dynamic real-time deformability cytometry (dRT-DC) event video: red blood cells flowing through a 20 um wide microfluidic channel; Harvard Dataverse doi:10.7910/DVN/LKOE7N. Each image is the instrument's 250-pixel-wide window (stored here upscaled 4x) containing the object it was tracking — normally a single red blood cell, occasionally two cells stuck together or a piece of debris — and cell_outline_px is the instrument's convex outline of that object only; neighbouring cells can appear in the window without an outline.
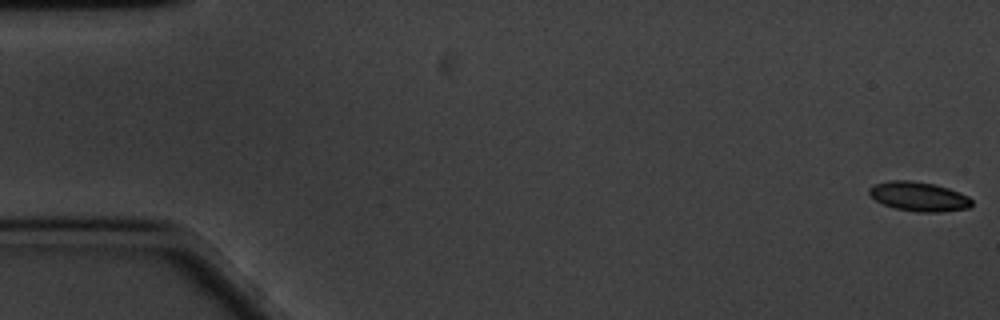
{"species": "common noctule bat (a hibernating species)", "species_latin": "Nyctalus noctula", "temperature_condition": "cold", "stored_images_in_passage": 60, "camera_frame_rate_fps": 3000, "um_per_image_px": 0.085, "animal": {"sex": "male", "body_mass_g": 20.1, "forearm_length_mm": 53.5}, "frame": {"image": 1, "passage_image": 1, "time_ms": 0.0, "image_size_px": [1000, 320], "cell_outline_px": [[972, 204], [968, 208], [940, 212], [916, 212], [892, 208], [876, 200], [868, 192], [868, 188], [872, 184], [888, 180], [912, 180], [936, 184], [948, 188], [968, 196], [972, 200]], "centroid_in_image_um": [78.07, 16.69], "position_along_channel_um": 6.9, "area_um2": 17.74}}
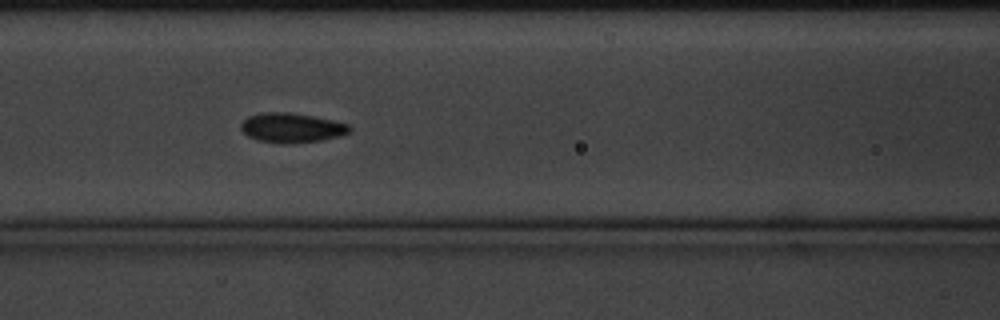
{"frame": {"image": 2, "passage_image": 25, "time_ms": 8.0, "image_size_px": [1000, 320], "cell_outline_px": [[352, 128], [348, 132], [340, 136], [320, 140], [292, 144], [280, 144], [256, 140], [248, 136], [240, 128], [240, 124], [248, 116], [264, 112], [292, 112], [332, 120], [348, 124]], "centroid_in_image_um": [24.76, 10.87], "position_along_channel_um": 141.8, "area_um2": 18.84}}
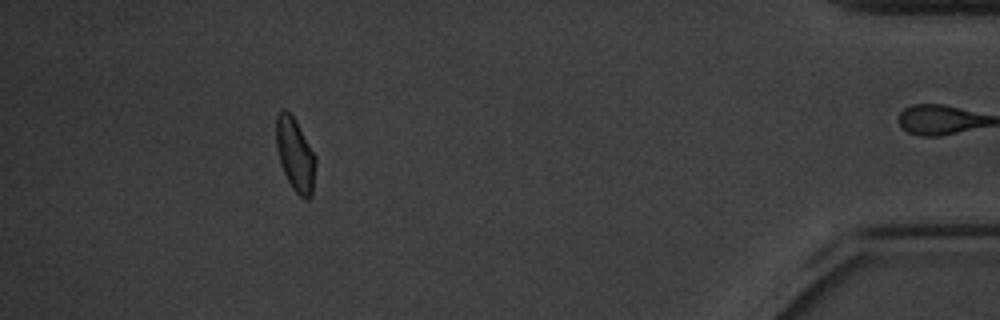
{"frame": {"image": 3, "passage_image": 54, "time_ms": 17.667, "image_size_px": [1000, 320], "cell_outline_px": [[316, 164], [312, 196], [308, 200], [304, 200], [292, 188], [280, 164], [276, 148], [276, 116], [280, 108], [284, 108], [292, 116], [316, 156]], "centroid_in_image_um": [25.09, 13.17], "position_along_channel_um": 410.1, "area_um2": 16.88}, "authors_computed_cell_mechanics": {"area_um2": 17.6001, "velocity_mm_per_s": 3.3798, "shape_relaxation_time_tau1_ms": 2.4707, "shape_relaxation_time_tau2_ms": 2.7102, "deformation_change_tau1": 0.0949, "deformation_change_tau2": 0.0837}}